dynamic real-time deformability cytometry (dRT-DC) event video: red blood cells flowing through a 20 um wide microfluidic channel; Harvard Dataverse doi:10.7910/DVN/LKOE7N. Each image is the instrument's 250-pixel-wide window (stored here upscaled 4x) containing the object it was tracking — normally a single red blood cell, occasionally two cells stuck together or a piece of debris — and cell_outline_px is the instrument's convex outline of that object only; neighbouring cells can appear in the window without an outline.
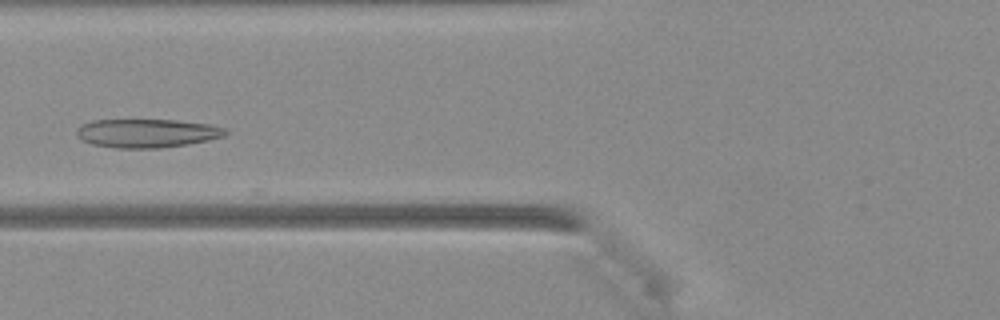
{"species": "Egyptian fruit bat (a non-hibernating species)", "species_latin": "Rousettus aegyptiacus", "temperature_condition": "warm", "stored_images_in_passage": 6, "camera_frame_rate_fps": 3000, "um_per_image_px": 0.085, "animal": {"sex": "female"}, "frame": {"image": 1, "passage_image": 5, "time_ms": 1.333, "image_size_px": [1000, 320], "cell_outline_px": [[228, 132], [224, 136], [208, 140], [188, 144], [160, 148], [116, 148], [92, 144], [80, 140], [76, 136], [76, 128], [80, 124], [92, 120], [176, 120], [208, 124], [224, 128]], "centroid_in_image_um": [12.43, 11.32], "position_along_channel_um": 113.4, "area_um2": 24.97}}